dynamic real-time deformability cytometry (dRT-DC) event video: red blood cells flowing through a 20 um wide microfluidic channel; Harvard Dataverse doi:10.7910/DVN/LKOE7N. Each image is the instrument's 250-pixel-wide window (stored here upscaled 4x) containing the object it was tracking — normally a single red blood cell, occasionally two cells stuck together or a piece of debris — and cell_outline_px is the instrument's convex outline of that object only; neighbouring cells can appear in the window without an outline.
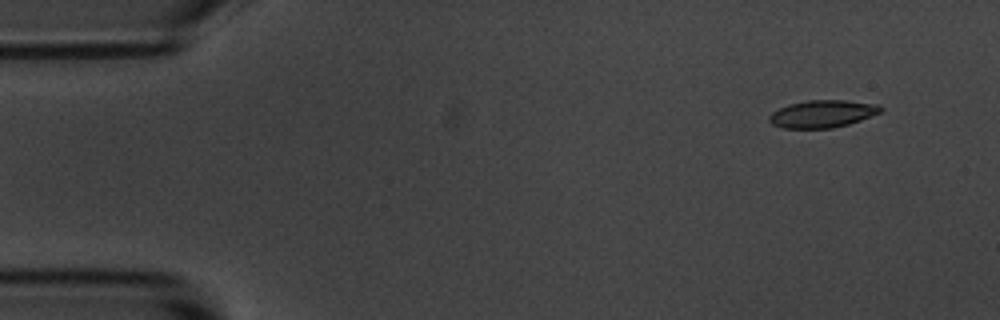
{"species": "common noctule bat (a hibernating species)", "species_latin": "Nyctalus noctula", "temperature_condition": "room temperature", "stored_images_in_passage": 8, "camera_frame_rate_fps": 3000, "um_per_image_px": 0.085, "animal": {"sex": "male", "body_mass_g": 20.1, "forearm_length_mm": 53.5}, "frame": {"image": 1, "passage_image": 1, "time_ms": 0.0, "image_size_px": [1000, 320], "cell_outline_px": [[884, 108], [880, 112], [860, 120], [848, 124], [832, 128], [784, 128], [772, 124], [768, 120], [768, 116], [772, 112], [788, 104], [808, 100], [844, 100], [876, 104]], "centroid_in_image_um": [69.88, 9.67], "position_along_channel_um": 15.1, "area_um2": 17.69}}